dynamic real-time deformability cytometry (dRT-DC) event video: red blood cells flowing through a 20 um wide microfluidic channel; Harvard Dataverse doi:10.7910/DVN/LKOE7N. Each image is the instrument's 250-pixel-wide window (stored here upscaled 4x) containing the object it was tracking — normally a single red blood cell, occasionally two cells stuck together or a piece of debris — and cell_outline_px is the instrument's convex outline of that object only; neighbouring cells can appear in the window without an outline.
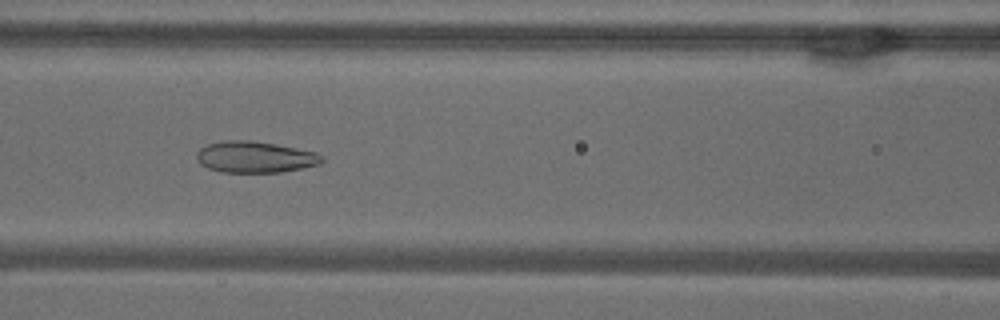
{"species": "common noctule bat (a hibernating species)", "species_latin": "Nyctalus noctula", "temperature_condition": "warm", "stored_images_in_passage": 32, "camera_frame_rate_fps": 3000, "um_per_image_px": 0.085, "animal": {"sex": "male", "body_mass_g": 18.8}, "frame": {"image": 1, "passage_image": 11, "time_ms": 3.333, "image_size_px": [1000, 320], "cell_outline_px": [[324, 160], [320, 164], [280, 172], [224, 172], [208, 168], [200, 164], [196, 160], [196, 152], [200, 148], [208, 144], [224, 140], [252, 140], [276, 144], [316, 152], [324, 156]], "centroid_in_image_um": [21.66, 13.34], "position_along_channel_um": 144.9, "area_um2": 22.95}}
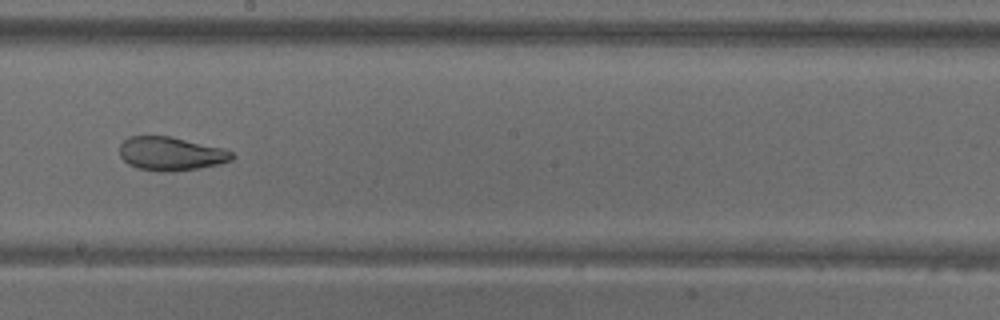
{"frame": {"image": 2, "passage_image": 18, "time_ms": 5.667, "image_size_px": [1000, 320], "cell_outline_px": [[236, 156], [232, 160], [200, 168], [164, 172], [140, 168], [128, 164], [120, 156], [120, 144], [128, 136], [168, 136], [224, 148], [232, 152]], "centroid_in_image_um": [14.53, 13.05], "position_along_channel_um": 233.7, "area_um2": 21.85}}
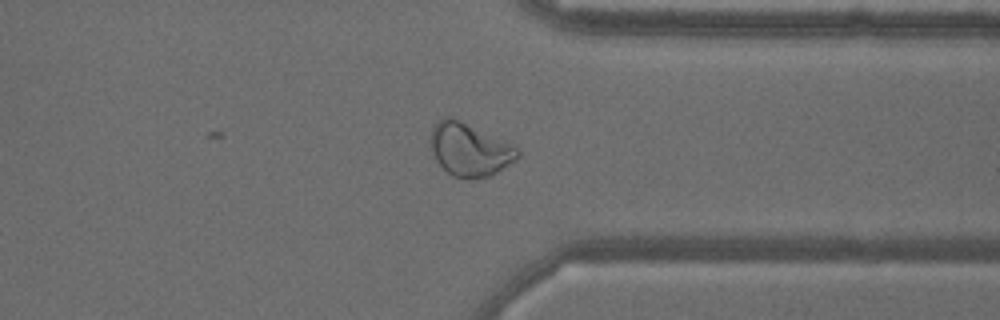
{"frame": {"image": 3, "passage_image": 29, "time_ms": 9.333, "image_size_px": [1000, 320], "cell_outline_px": [[520, 156], [492, 176], [468, 180], [452, 176], [436, 160], [428, 144], [428, 140], [432, 128], [444, 116], [452, 116], [516, 148], [520, 152]], "centroid_in_image_um": [39.84, 12.74], "position_along_channel_um": 371.6, "area_um2": 26.7}, "authors_computed_cell_mechanics": {"area_um2": 22.7732, "velocity_mm_per_s": 3.8141, "shape_relaxation_time_tau1_ms": null, "shape_relaxation_time_tau2_ms": 1.373, "deformation_change_tau1": null, "deformation_change_tau2": 0.0732}}